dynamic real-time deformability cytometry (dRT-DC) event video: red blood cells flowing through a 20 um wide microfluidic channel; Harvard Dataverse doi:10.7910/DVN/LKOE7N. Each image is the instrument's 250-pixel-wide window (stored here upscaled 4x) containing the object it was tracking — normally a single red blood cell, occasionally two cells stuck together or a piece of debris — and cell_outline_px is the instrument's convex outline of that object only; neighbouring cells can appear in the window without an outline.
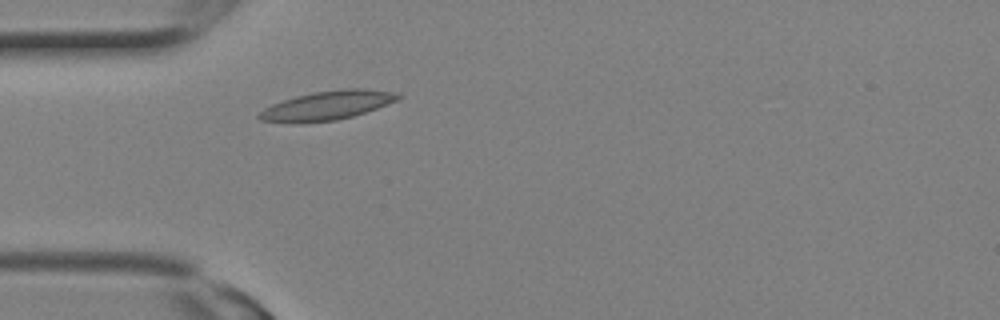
{"species": "Egyptian fruit bat (a non-hibernating species)", "species_latin": "Rousettus aegyptiacus", "temperature_condition": "room temperature", "stored_images_in_passage": 1, "camera_frame_rate_fps": 3000, "um_per_image_px": 0.085, "animal": {"sex": "female"}, "frame": {"image": 1, "passage_image": 1, "time_ms": 0.0, "image_size_px": [1000, 320], "cell_outline_px": [[404, 96], [396, 100], [376, 108], [352, 116], [336, 120], [300, 124], [260, 120], [256, 116], [264, 108], [272, 104], [296, 96], [312, 92], [340, 88], [364, 88], [400, 92]], "centroid_in_image_um": [27.82, 8.95], "position_along_channel_um": 57.2, "area_um2": 23.76}}